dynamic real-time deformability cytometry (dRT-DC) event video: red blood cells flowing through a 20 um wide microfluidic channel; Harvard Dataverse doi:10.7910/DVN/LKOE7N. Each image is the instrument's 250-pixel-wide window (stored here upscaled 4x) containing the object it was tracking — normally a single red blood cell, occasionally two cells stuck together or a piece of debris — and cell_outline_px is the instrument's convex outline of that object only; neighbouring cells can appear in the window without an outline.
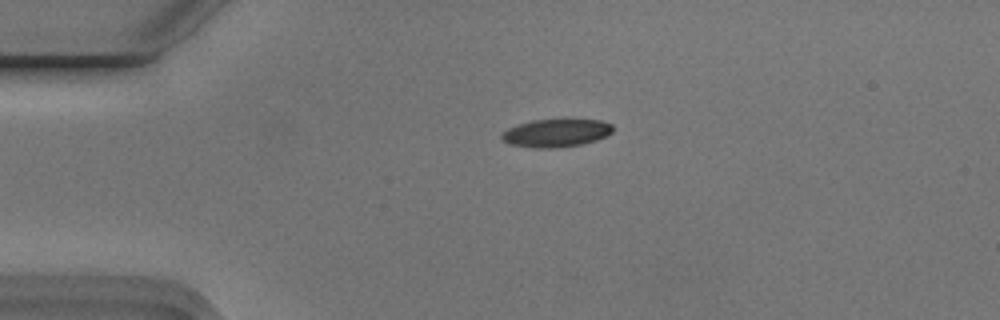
{"species": "Egyptian fruit bat (a non-hibernating species)", "species_latin": "Rousettus aegyptiacus", "temperature_condition": "cold", "stored_images_in_passage": 5, "camera_frame_rate_fps": 3000, "um_per_image_px": 0.085, "animal": {"sex": "male"}, "frame": {"image": 1, "passage_image": 4, "time_ms": 1.0, "image_size_px": [1000, 320], "cell_outline_px": [[612, 132], [596, 140], [580, 144], [556, 148], [532, 148], [508, 144], [500, 140], [500, 136], [508, 128], [532, 120], [600, 120], [612, 124]], "centroid_in_image_um": [47.22, 11.32], "position_along_channel_um": 37.8, "area_um2": 17.98}}